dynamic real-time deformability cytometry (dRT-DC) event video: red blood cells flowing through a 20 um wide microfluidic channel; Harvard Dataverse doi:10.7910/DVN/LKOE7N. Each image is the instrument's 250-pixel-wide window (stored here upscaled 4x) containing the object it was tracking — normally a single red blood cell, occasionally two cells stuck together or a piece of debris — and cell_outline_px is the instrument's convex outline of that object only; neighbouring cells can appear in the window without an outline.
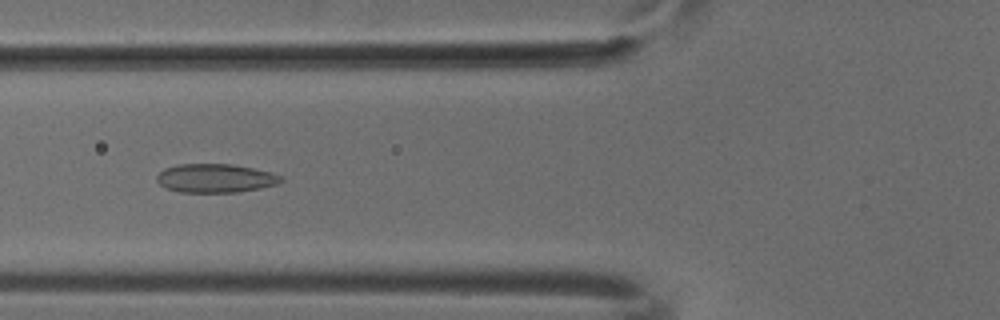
{"species": "common noctule bat (a hibernating species)", "species_latin": "Nyctalus noctula", "temperature_condition": "cold", "stored_images_in_passage": 50, "camera_frame_rate_fps": 3000, "um_per_image_px": 0.085, "animal": {"sex": "male", "body_mass_g": 18.8}, "frame": {"image": 1, "passage_image": 19, "time_ms": 6.0, "image_size_px": [1000, 320], "cell_outline_px": [[284, 180], [276, 184], [260, 188], [236, 192], [180, 192], [164, 188], [156, 180], [156, 176], [164, 168], [180, 164], [232, 164], [272, 172], [284, 176]], "centroid_in_image_um": [18.31, 15.15], "position_along_channel_um": 107.5, "area_um2": 20.87}}
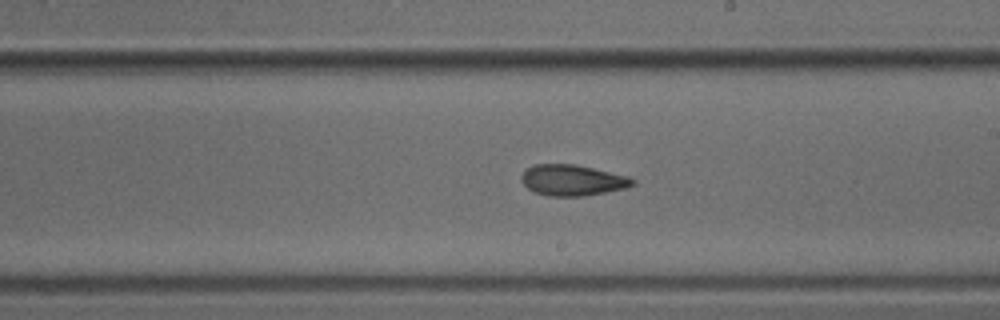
{"frame": {"image": 2, "passage_image": 29, "time_ms": 9.333, "image_size_px": [1000, 320], "cell_outline_px": [[636, 184], [624, 188], [584, 196], [548, 196], [532, 192], [520, 180], [520, 176], [532, 164], [572, 164], [592, 168], [628, 176], [636, 180]], "centroid_in_image_um": [48.63, 15.32], "position_along_channel_um": 240.4, "area_um2": 20.0}}
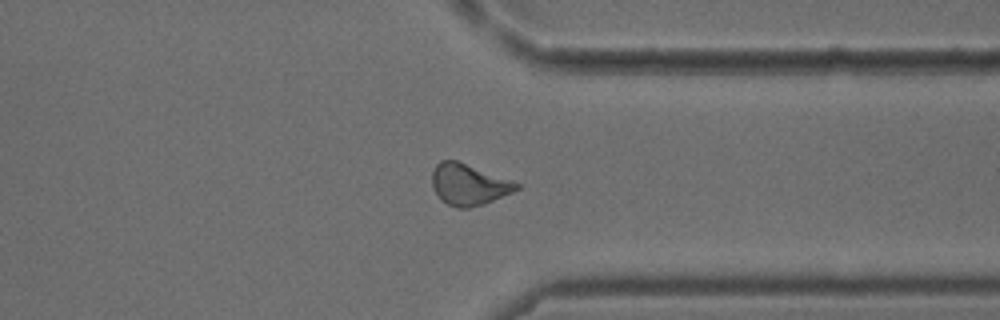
{"frame": {"image": 3, "passage_image": 39, "time_ms": 12.667, "image_size_px": [1000, 320], "cell_outline_px": [[520, 188], [512, 192], [492, 200], [468, 208], [456, 208], [448, 204], [432, 188], [432, 172], [436, 164], [440, 160], [456, 160], [512, 180], [520, 184]], "centroid_in_image_um": [39.83, 15.66], "position_along_channel_um": 371.6, "area_um2": 19.94}}